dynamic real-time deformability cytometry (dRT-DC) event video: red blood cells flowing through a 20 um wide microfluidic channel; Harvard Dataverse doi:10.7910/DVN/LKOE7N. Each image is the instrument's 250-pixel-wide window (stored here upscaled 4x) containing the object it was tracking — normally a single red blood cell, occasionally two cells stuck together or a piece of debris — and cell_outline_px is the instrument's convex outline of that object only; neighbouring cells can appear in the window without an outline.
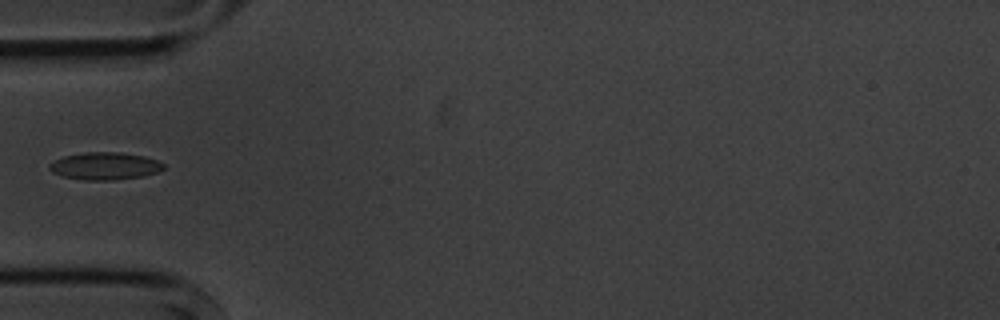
{"species": "common noctule bat (a hibernating species)", "species_latin": "Nyctalus noctula", "temperature_condition": "cold", "stored_images_in_passage": 4, "camera_frame_rate_fps": 3000, "um_per_image_px": 0.085, "animal": {"sex": "male", "body_mass_g": 20.1, "forearm_length_mm": 53.5}, "frame": {"image": 1, "passage_image": 4, "time_ms": 3.333, "image_size_px": [1000, 320], "cell_outline_px": [[164, 168], [156, 172], [144, 176], [112, 180], [84, 180], [60, 176], [52, 172], [48, 168], [48, 164], [64, 156], [84, 152], [120, 152], [144, 156], [156, 160], [164, 164]], "centroid_in_image_um": [8.88, 14.11], "position_along_channel_um": 76.1, "area_um2": 18.26}}